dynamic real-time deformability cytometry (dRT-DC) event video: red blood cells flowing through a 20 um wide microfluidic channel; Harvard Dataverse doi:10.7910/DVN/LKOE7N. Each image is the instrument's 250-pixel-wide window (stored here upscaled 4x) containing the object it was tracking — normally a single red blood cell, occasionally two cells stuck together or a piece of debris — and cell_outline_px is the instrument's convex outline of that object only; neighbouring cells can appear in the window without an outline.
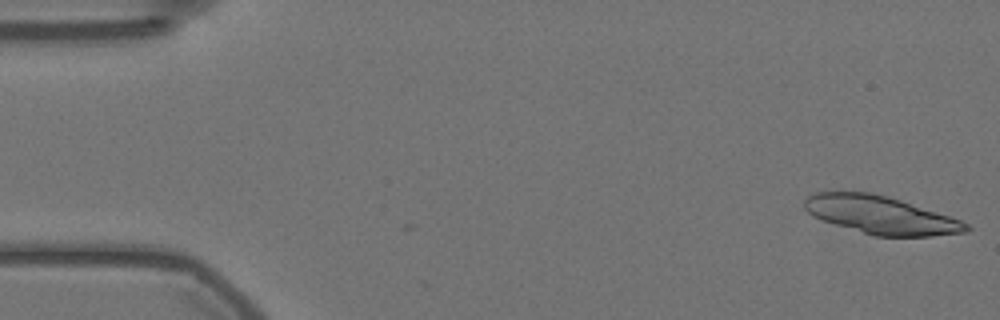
{"species": "Egyptian fruit bat (a non-hibernating species)", "species_latin": "Rousettus aegyptiacus", "temperature_condition": "warm", "stored_images_in_passage": 2, "camera_frame_rate_fps": 3000, "um_per_image_px": 0.085, "animal": {"sex": "female"}, "frame": {"image": 1, "passage_image": 2, "time_ms": 0.333, "image_size_px": [1000, 320], "cell_outline_px": [[972, 228], [968, 232], [932, 236], [872, 236], [820, 220], [812, 216], [804, 208], [804, 200], [808, 196], [816, 192], [872, 192], [888, 196], [960, 220], [968, 224]], "centroid_in_image_um": [74.83, 18.29], "position_along_channel_um": 10.2, "area_um2": 35.72}}